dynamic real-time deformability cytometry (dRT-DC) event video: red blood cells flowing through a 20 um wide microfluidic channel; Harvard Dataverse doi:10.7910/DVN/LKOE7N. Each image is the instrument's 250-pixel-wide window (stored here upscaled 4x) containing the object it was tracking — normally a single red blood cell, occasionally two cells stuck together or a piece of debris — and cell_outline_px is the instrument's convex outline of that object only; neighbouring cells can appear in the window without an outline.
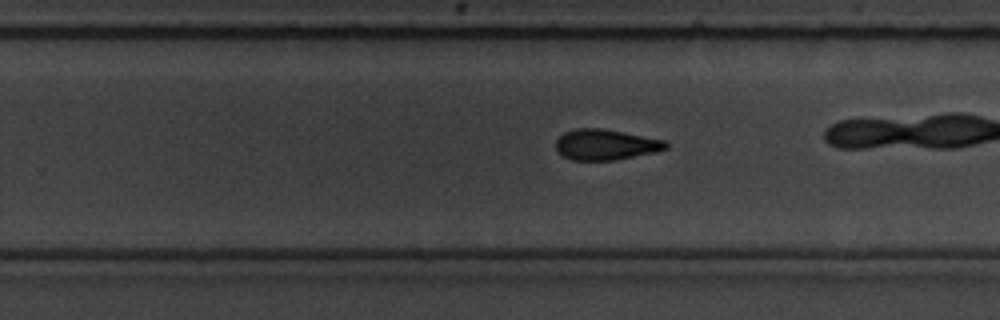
{"species": "common noctule bat (a hibernating species)", "species_latin": "Nyctalus noctula", "temperature_condition": "room temperature", "stored_images_in_passage": 32, "camera_frame_rate_fps": 3000, "um_per_image_px": 0.085, "animal": {"sex": "male", "body_mass_g": 19.5, "forearm_length_mm": 54.6}, "frame": {"image": 1, "passage_image": 23, "time_ms": 7.333, "image_size_px": [1000, 320], "cell_outline_px": [[668, 148], [656, 152], [616, 160], [572, 160], [556, 152], [556, 140], [564, 132], [576, 128], [604, 128], [668, 140]], "centroid_in_image_um": [51.51, 12.28], "position_along_channel_um": 278.3, "area_um2": 20.0}}